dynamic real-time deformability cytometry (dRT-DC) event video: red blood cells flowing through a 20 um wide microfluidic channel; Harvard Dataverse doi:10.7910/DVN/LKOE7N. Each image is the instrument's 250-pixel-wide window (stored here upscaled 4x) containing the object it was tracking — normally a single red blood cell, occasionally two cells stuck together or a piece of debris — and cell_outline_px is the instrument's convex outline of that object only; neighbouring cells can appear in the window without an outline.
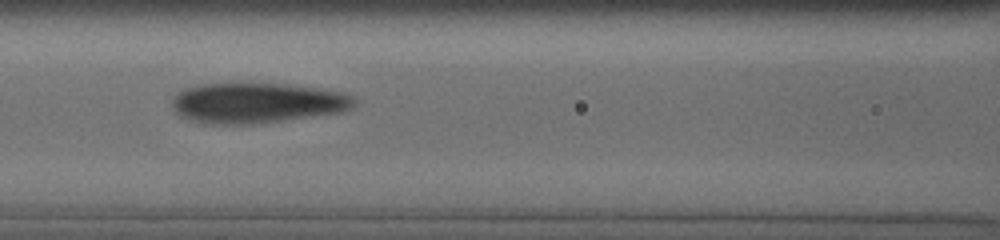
{"species": "human", "species_latin": "Homo sapiens", "temperature_condition": "cold", "stored_images_in_passage": 7, "camera_frame_rate_fps": 3000, "um_per_image_px": 0.085, "donor": {"sex": "male"}, "frame": {"image": 1, "passage_image": 4, "time_ms": 3.333, "image_size_px": [1000, 240], "cell_outline_px": [[356, 104], [352, 108], [344, 112], [256, 124], [212, 124], [192, 120], [180, 116], [176, 112], [172, 104], [172, 100], [184, 88], [200, 84], [244, 80], [288, 84], [344, 92], [352, 96], [356, 100]], "centroid_in_image_um": [21.86, 8.71], "position_along_channel_um": 144.7, "area_um2": 44.04}}
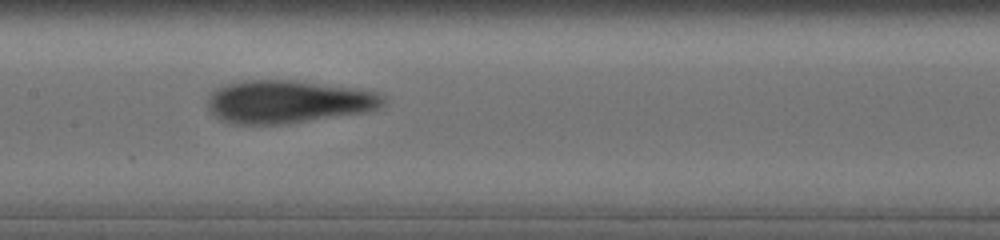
{"frame": {"image": 2, "passage_image": 5, "time_ms": 4.333, "image_size_px": [1000, 240], "cell_outline_px": [[384, 104], [380, 108], [364, 112], [288, 124], [228, 124], [220, 120], [208, 108], [208, 96], [216, 88], [240, 80], [292, 80], [356, 88], [376, 92], [384, 96]], "centroid_in_image_um": [24.46, 8.65], "position_along_channel_um": 182.9, "area_um2": 44.04}}
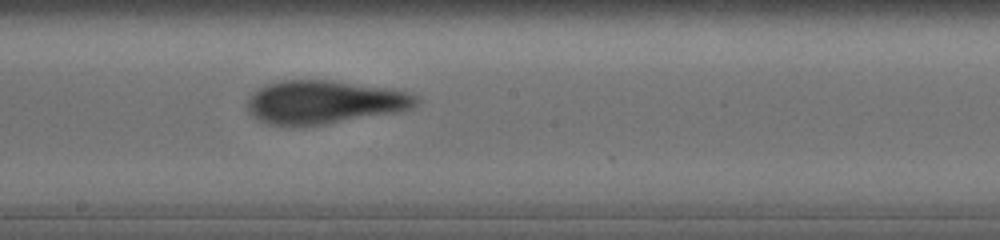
{"frame": {"image": 3, "passage_image": 6, "time_ms": 5.333, "image_size_px": [1000, 240], "cell_outline_px": [[420, 100], [412, 108], [396, 112], [300, 128], [268, 124], [252, 116], [248, 112], [248, 96], [252, 92], [264, 84], [280, 80], [332, 80], [404, 92], [416, 96]], "centroid_in_image_um": [27.44, 8.7], "position_along_channel_um": 220.8, "area_um2": 42.66}}